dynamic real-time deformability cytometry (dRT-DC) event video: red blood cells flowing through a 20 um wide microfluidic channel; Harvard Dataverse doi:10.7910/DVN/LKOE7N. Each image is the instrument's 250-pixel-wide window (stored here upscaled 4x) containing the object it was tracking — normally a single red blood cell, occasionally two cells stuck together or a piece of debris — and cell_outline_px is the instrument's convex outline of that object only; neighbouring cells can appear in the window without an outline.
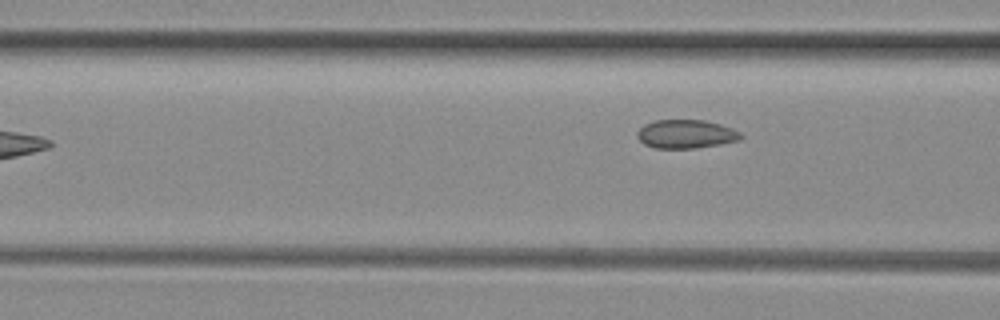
{"species": "common noctule bat (a hibernating species)", "species_latin": "Nyctalus noctula", "temperature_condition": "room temperature", "stored_images_in_passage": 5, "camera_frame_rate_fps": 3000, "um_per_image_px": 0.085, "animal": {"sex": "female", "body_mass_g": 29.2, "forearm_length_mm": 56.3}, "frame": {"image": 1, "passage_image": 5, "time_ms": 1.333, "image_size_px": [1000, 320], "cell_outline_px": [[744, 136], [740, 140], [720, 144], [696, 148], [656, 148], [644, 144], [636, 136], [636, 132], [644, 124], [656, 120], [704, 120], [720, 124], [732, 128], [740, 132]], "centroid_in_image_um": [58.31, 11.39], "position_along_channel_um": 108.3, "area_um2": 17.34}}